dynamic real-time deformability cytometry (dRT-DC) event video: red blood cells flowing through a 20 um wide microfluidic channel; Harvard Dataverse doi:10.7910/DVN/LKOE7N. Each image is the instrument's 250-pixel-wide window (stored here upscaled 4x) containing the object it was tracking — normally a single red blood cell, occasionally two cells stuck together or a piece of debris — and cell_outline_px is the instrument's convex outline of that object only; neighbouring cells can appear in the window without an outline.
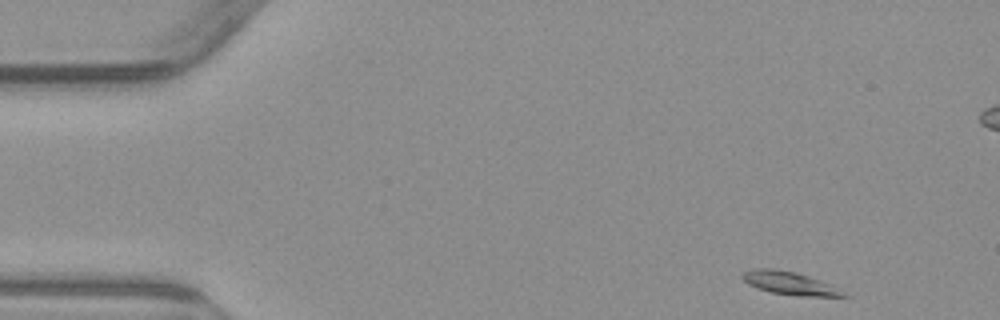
{"species": "common noctule bat (a hibernating species)", "species_latin": "Nyctalus noctula", "temperature_condition": "warm", "stored_images_in_passage": 5, "camera_frame_rate_fps": 3000, "um_per_image_px": 0.085, "animal": {"sex": "male", "body_mass_g": 23.1, "forearm_length_mm": 52.7}, "frame": {"image": 1, "passage_image": 1, "time_ms": 0.0, "image_size_px": [1000, 320], "cell_outline_px": [[848, 296], [796, 296], [772, 292], [756, 288], [748, 284], [740, 276], [744, 272], [752, 268], [772, 268], [796, 272], [820, 280], [840, 288]], "centroid_in_image_um": [67.09, 24.06], "position_along_channel_um": 17.9, "area_um2": 13.58}}